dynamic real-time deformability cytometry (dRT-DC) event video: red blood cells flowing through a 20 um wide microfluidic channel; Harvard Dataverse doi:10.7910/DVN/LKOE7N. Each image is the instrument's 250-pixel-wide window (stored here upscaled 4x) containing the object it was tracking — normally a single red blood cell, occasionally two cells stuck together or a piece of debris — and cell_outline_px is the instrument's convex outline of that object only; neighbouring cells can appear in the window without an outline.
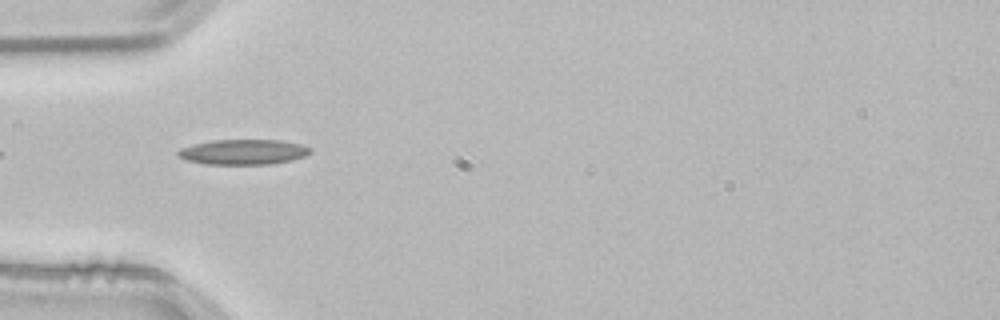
{"species": "common noctule bat (a hibernating species)", "species_latin": "Nyctalus noctula", "temperature_condition": "room temperature", "stored_images_in_passage": 4, "camera_frame_rate_fps": 3000, "um_per_image_px": 0.085, "animal": {"sex": "male", "body_mass_g": 21.5, "forearm_length_mm": 52.0}, "frame": {"image": 1, "passage_image": 1, "time_ms": 0.0, "image_size_px": [1000, 320], "cell_outline_px": [[312, 152], [304, 156], [292, 160], [272, 164], [204, 164], [188, 160], [180, 156], [176, 152], [180, 148], [212, 140], [280, 140], [300, 144], [312, 148]], "centroid_in_image_um": [20.72, 12.92], "position_along_channel_um": 64.3, "area_um2": 19.31}}